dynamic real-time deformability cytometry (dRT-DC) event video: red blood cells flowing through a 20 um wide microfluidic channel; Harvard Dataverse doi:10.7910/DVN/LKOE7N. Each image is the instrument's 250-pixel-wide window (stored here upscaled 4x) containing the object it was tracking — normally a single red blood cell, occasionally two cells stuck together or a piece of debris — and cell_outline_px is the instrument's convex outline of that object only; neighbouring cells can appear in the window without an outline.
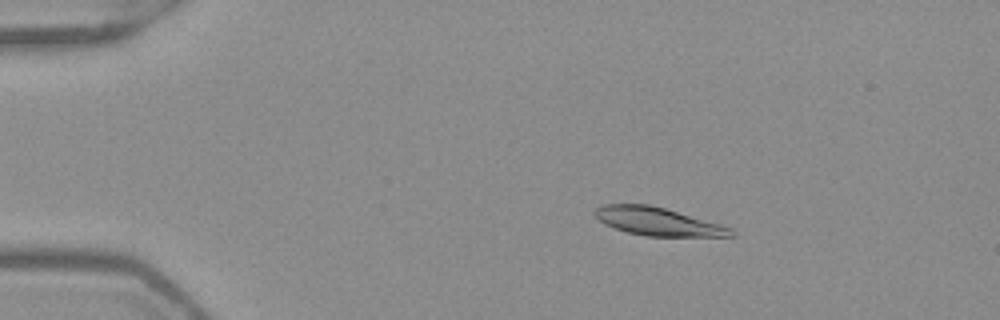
{"species": "Egyptian fruit bat (a non-hibernating species)", "species_latin": "Rousettus aegyptiacus", "temperature_condition": "warm", "stored_images_in_passage": 46, "camera_frame_rate_fps": 3000, "um_per_image_px": 0.085, "frame": {"image": 1, "passage_image": 3, "time_ms": 0.667, "image_size_px": [1000, 320], "cell_outline_px": [[736, 236], [644, 236], [628, 232], [604, 224], [592, 212], [596, 208], [604, 204], [648, 204], [664, 208], [720, 224], [732, 228], [736, 232]], "centroid_in_image_um": [55.92, 18.83], "position_along_channel_um": 29.1, "area_um2": 22.08}}
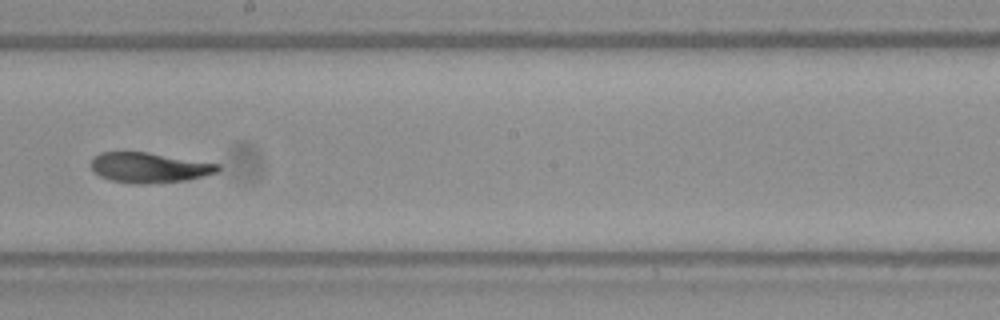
{"frame": {"image": 2, "passage_image": 24, "time_ms": 7.667, "image_size_px": [1000, 320], "cell_outline_px": [[220, 168], [216, 172], [204, 176], [188, 180], [144, 184], [132, 184], [112, 180], [100, 176], [92, 172], [92, 156], [100, 152], [148, 152], [220, 164]], "centroid_in_image_um": [12.66, 14.24], "position_along_channel_um": 235.5, "area_um2": 22.37}}
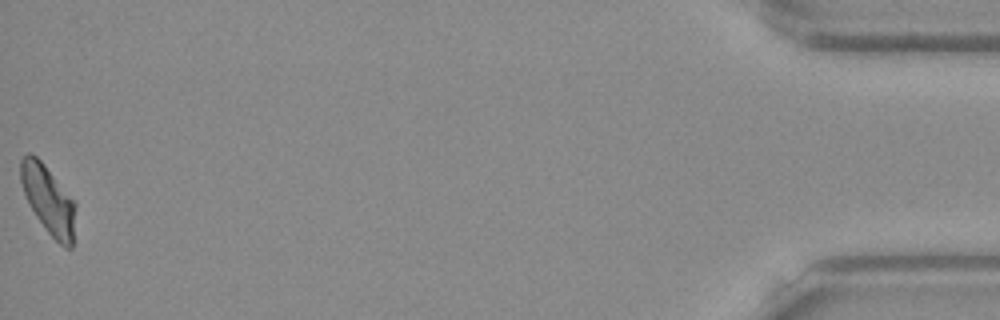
{"frame": {"image": 3, "passage_image": 46, "time_ms": 15.0, "image_size_px": [1000, 320], "cell_outline_px": [[76, 208], [72, 248], [64, 248], [48, 232], [36, 216], [28, 204], [20, 180], [20, 160], [28, 152], [36, 156], [44, 164], [76, 204]], "centroid_in_image_um": [4.1, 16.99], "position_along_channel_um": 431.1, "area_um2": 21.62}}